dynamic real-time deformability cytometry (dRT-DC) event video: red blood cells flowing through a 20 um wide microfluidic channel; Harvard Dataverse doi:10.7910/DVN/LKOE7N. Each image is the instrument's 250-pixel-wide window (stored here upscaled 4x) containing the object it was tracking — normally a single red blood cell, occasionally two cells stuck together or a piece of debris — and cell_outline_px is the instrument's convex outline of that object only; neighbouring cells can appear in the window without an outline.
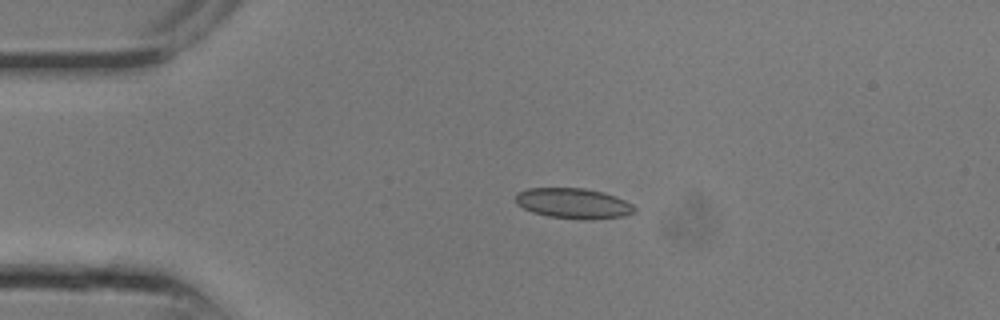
{"species": "common noctule bat (a hibernating species)", "species_latin": "Nyctalus noctula", "temperature_condition": "room temperature", "stored_images_in_passage": 3, "camera_frame_rate_fps": 3000, "um_per_image_px": 0.085, "animal": {"sex": "male", "body_mass_g": 13.3}, "frame": {"image": 1, "passage_image": 1, "time_ms": 0.0, "image_size_px": [1000, 320], "cell_outline_px": [[636, 212], [624, 216], [592, 220], [584, 220], [548, 216], [532, 212], [516, 204], [516, 192], [528, 188], [584, 188], [604, 192], [616, 196], [632, 204], [636, 208]], "centroid_in_image_um": [48.76, 17.29], "position_along_channel_um": 36.2, "area_um2": 21.27}}